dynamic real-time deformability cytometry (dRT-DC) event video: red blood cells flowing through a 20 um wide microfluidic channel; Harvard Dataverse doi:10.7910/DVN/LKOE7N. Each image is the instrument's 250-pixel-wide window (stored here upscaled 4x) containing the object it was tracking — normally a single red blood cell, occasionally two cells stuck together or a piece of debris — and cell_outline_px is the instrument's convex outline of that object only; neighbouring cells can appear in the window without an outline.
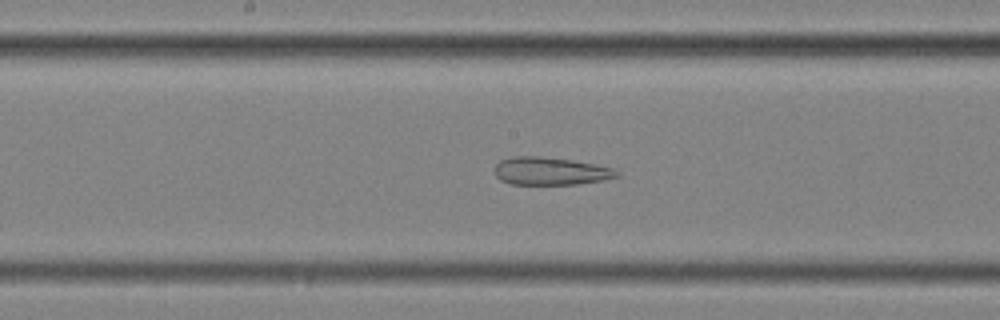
{"species": "common noctule bat (a hibernating species)", "species_latin": "Nyctalus noctula", "temperature_condition": "cold", "stored_images_in_passage": 47, "camera_frame_rate_fps": 3000, "um_per_image_px": 0.085, "animal": {"sex": "female", "body_mass_g": 25.1}, "frame": {"image": 1, "passage_image": 21, "time_ms": 6.667, "image_size_px": [1000, 320], "cell_outline_px": [[620, 176], [604, 180], [576, 184], [512, 184], [500, 180], [492, 172], [492, 168], [500, 160], [512, 156], [540, 156], [572, 160], [596, 164], [612, 168], [620, 172]], "centroid_in_image_um": [46.76, 14.54], "position_along_channel_um": 201.4, "area_um2": 20.06}}
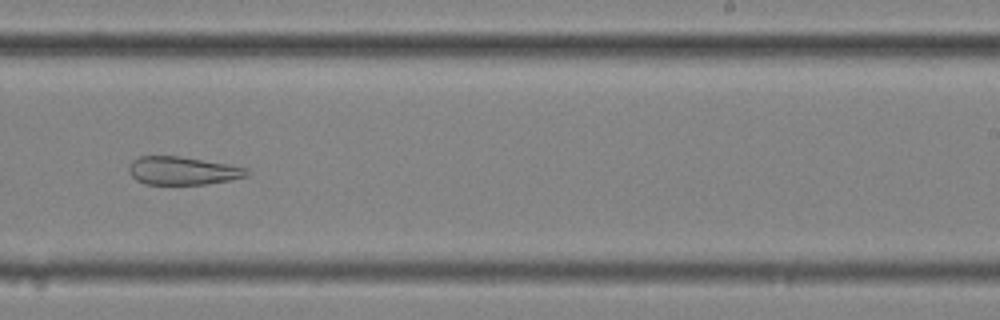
{"frame": {"image": 2, "passage_image": 27, "time_ms": 8.667, "image_size_px": [1000, 320], "cell_outline_px": [[248, 176], [228, 180], [204, 184], [144, 184], [136, 180], [132, 176], [128, 168], [128, 164], [132, 160], [140, 156], [180, 156], [224, 164], [244, 168], [248, 172]], "centroid_in_image_um": [15.44, 14.51], "position_along_channel_um": 273.6, "area_um2": 19.02}}
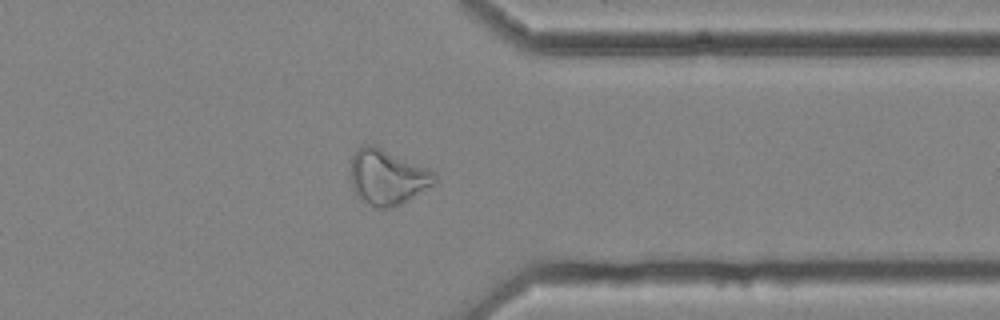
{"frame": {"image": 3, "passage_image": 36, "time_ms": 11.667, "image_size_px": [1000, 320], "cell_outline_px": [[436, 180], [432, 184], [408, 200], [400, 204], [388, 208], [372, 208], [360, 200], [352, 188], [352, 156], [364, 144], [372, 144], [428, 168], [436, 172]], "centroid_in_image_um": [32.91, 15.07], "position_along_channel_um": 378.5, "area_um2": 26.76}, "authors_computed_cell_mechanics": {"area_um2": 26.9348, "velocity_mm_per_s": 3.6127, "shape_relaxation_time_tau1_ms": null, "shape_relaxation_time_tau2_ms": 3.3647, "deformation_change_tau1": null, "deformation_change_tau2": 0.1254}}